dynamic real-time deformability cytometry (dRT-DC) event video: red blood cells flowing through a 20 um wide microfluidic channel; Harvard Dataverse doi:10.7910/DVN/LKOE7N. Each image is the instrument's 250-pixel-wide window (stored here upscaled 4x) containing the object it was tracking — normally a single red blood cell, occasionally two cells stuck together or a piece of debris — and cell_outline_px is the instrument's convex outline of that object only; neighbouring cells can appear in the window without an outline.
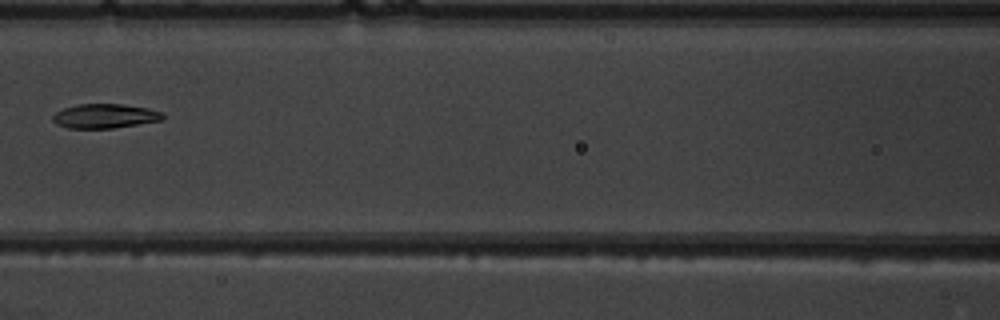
{"species": "common noctule bat (a hibernating species)", "species_latin": "Nyctalus noctula", "temperature_condition": "warm", "stored_images_in_passage": 7, "camera_frame_rate_fps": 3000, "um_per_image_px": 0.085, "animal": {"sex": "male", "body_mass_g": 19.5, "forearm_length_mm": 54.6}, "frame": {"image": 1, "passage_image": 7, "time_ms": 7.0, "image_size_px": [1000, 320], "cell_outline_px": [[164, 120], [112, 128], [68, 128], [56, 124], [52, 120], [52, 116], [56, 112], [64, 108], [76, 104], [120, 104], [148, 108], [164, 112]], "centroid_in_image_um": [8.92, 9.86], "position_along_channel_um": 157.7, "area_um2": 15.66}}